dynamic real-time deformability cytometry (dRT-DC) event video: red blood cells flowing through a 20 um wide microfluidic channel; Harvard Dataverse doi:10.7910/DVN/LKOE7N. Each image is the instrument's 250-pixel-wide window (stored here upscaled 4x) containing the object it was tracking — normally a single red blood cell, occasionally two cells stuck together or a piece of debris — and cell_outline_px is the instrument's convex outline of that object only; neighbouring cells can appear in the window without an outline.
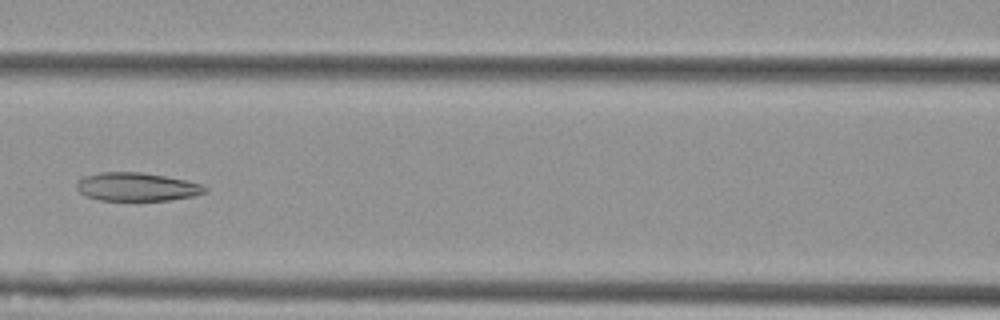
{"species": "Egyptian fruit bat (a non-hibernating species)", "species_latin": "Rousettus aegyptiacus", "temperature_condition": "cold", "stored_images_in_passage": 4, "camera_frame_rate_fps": 3000, "um_per_image_px": 0.085, "animal": {"sex": "female"}, "frame": {"image": 1, "passage_image": 4, "time_ms": 1.0, "image_size_px": [1000, 320], "cell_outline_px": [[208, 192], [192, 196], [168, 200], [100, 200], [84, 196], [76, 188], [76, 184], [84, 176], [100, 172], [140, 172], [164, 176], [184, 180], [200, 184], [208, 188]], "centroid_in_image_um": [11.61, 15.88], "position_along_channel_um": 155.0, "area_um2": 21.1}}